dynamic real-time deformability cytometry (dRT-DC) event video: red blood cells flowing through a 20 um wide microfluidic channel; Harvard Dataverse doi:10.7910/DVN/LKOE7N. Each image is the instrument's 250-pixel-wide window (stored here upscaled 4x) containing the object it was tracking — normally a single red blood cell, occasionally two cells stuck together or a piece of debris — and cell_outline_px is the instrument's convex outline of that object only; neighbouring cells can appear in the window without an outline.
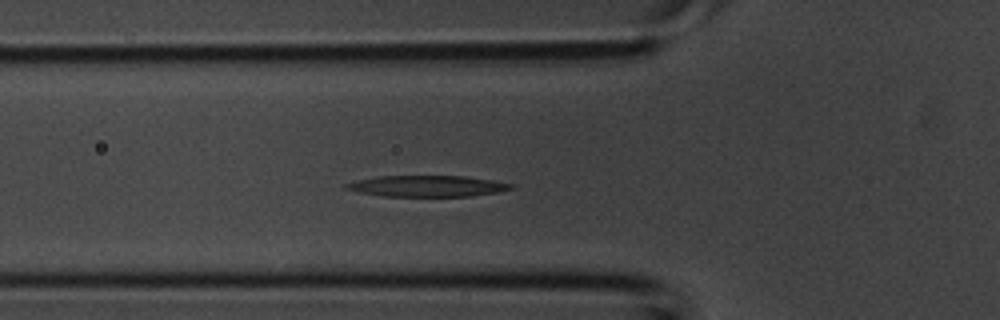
{"species": "common noctule bat (a hibernating species)", "species_latin": "Nyctalus noctula", "temperature_condition": "room temperature", "stored_images_in_passage": 34, "camera_frame_rate_fps": 3000, "um_per_image_px": 0.085, "animal": {"sex": "male", "body_mass_g": 20.1, "forearm_length_mm": 53.5}, "frame": {"image": 1, "passage_image": 12, "time_ms": 3.667, "image_size_px": [1000, 320], "cell_outline_px": [[512, 188], [496, 192], [472, 196], [384, 196], [360, 192], [344, 188], [344, 184], [356, 180], [380, 176], [464, 176], [492, 180], [512, 184]], "centroid_in_image_um": [36.28, 15.81], "position_along_channel_um": 89.5, "area_um2": 20.06}}
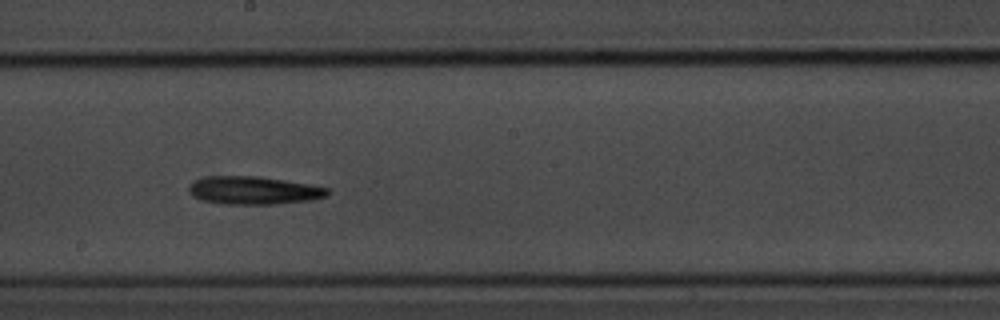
{"frame": {"image": 2, "passage_image": 20, "time_ms": 6.333, "image_size_px": [1000, 320], "cell_outline_px": [[332, 192], [328, 196], [312, 200], [272, 204], [228, 204], [204, 200], [192, 196], [188, 188], [196, 180], [208, 176], [260, 176], [312, 184], [328, 188]], "centroid_in_image_um": [21.65, 16.17], "position_along_channel_um": 226.5, "area_um2": 22.66}}
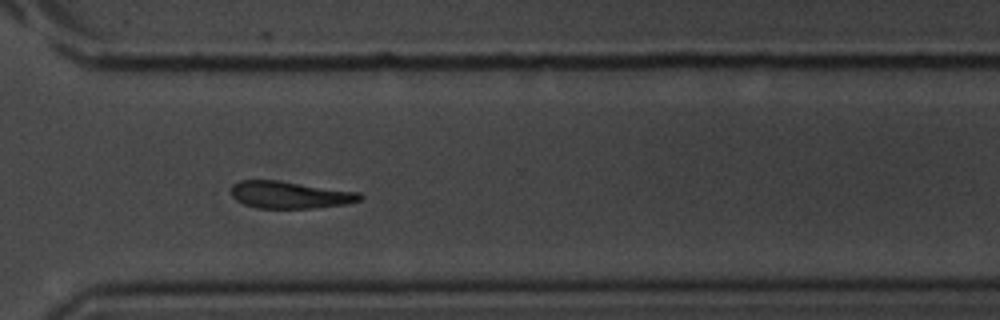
{"frame": {"image": 3, "passage_image": 27, "time_ms": 8.667, "image_size_px": [1000, 320], "cell_outline_px": [[364, 196], [360, 200], [344, 204], [312, 208], [260, 208], [244, 204], [236, 200], [232, 196], [232, 184], [240, 180], [280, 180], [360, 192]], "centroid_in_image_um": [24.65, 16.55], "position_along_channel_um": 346.0, "area_um2": 20.4}}